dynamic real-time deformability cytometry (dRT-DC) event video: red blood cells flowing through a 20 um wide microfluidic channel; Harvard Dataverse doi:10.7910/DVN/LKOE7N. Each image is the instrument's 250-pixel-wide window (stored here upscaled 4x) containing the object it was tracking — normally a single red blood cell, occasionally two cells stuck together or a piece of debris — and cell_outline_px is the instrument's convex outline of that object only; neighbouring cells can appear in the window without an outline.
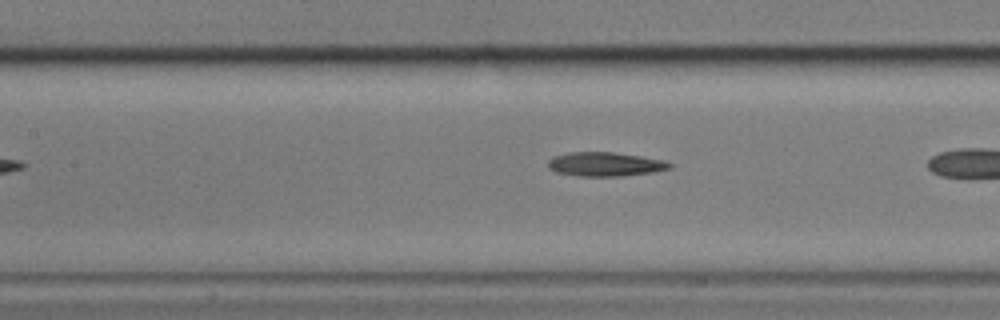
{"species": "common noctule bat (a hibernating species)", "species_latin": "Nyctalus noctula", "temperature_condition": "cold", "stored_images_in_passage": 18, "camera_frame_rate_fps": 3000, "um_per_image_px": 0.085, "animal": {"sex": "male", "body_mass_g": 17.9}, "frame": {"image": 1, "passage_image": 8, "time_ms": 2.333, "image_size_px": [1000, 320], "cell_outline_px": [[672, 168], [652, 172], [624, 176], [580, 176], [556, 172], [548, 168], [548, 160], [552, 156], [568, 152], [612, 152], [640, 156], [664, 160], [672, 164]], "centroid_in_image_um": [51.42, 13.95], "position_along_channel_um": 156.0, "area_um2": 17.11}}